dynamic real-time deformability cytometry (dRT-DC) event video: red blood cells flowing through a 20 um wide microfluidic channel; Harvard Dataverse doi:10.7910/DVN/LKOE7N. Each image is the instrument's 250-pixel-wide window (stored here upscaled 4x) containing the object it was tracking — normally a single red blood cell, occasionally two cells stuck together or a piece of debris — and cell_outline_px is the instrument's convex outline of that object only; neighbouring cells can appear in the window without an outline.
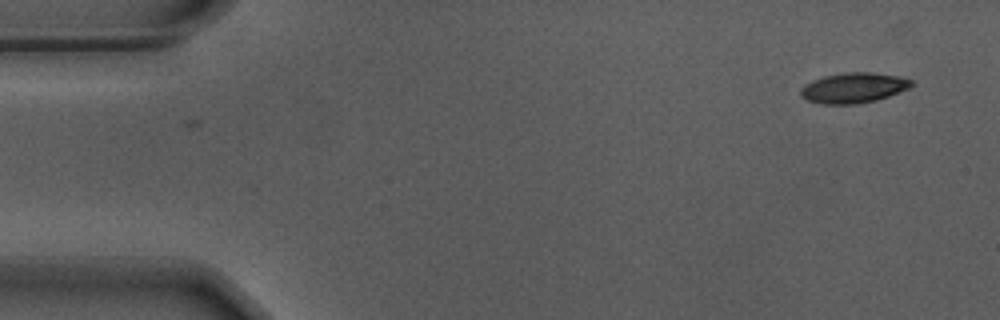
{"species": "Egyptian fruit bat (a non-hibernating species)", "species_latin": "Rousettus aegyptiacus", "temperature_condition": "warm", "stored_images_in_passage": 3, "camera_frame_rate_fps": 3000, "um_per_image_px": 0.085, "animal": {"sex": "male"}, "frame": {"image": 1, "passage_image": 3, "time_ms": 0.667, "image_size_px": [1000, 320], "cell_outline_px": [[916, 84], [908, 88], [888, 96], [876, 100], [856, 104], [820, 104], [808, 100], [800, 96], [800, 88], [804, 84], [812, 80], [824, 76], [848, 72], [872, 72], [896, 76], [912, 80]], "centroid_in_image_um": [72.52, 7.47], "position_along_channel_um": 12.5, "area_um2": 19.54}}